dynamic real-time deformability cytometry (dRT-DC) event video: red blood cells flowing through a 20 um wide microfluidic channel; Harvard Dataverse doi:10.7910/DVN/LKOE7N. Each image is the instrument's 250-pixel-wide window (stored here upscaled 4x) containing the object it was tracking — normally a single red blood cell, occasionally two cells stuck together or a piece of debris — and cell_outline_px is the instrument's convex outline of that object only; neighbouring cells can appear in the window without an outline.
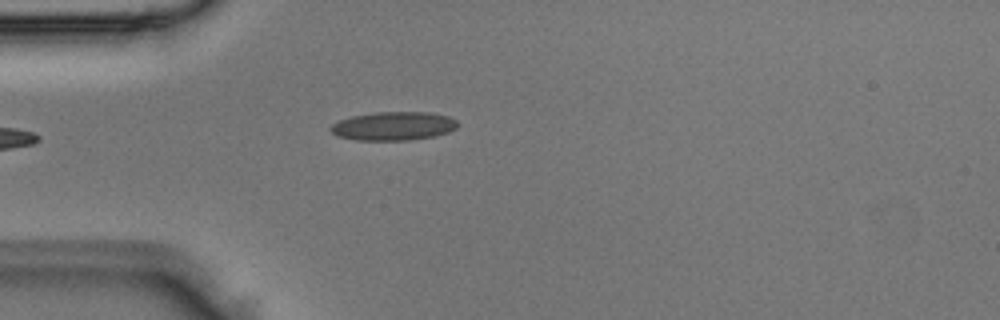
{"species": "Egyptian fruit bat (a non-hibernating species)", "species_latin": "Rousettus aegyptiacus", "temperature_condition": "room temperature", "stored_images_in_passage": 1, "camera_frame_rate_fps": 3000, "um_per_image_px": 0.085, "animal": {"sex": "male"}, "frame": {"image": 1, "passage_image": 1, "time_ms": 0.0, "image_size_px": [1000, 320], "cell_outline_px": [[460, 124], [456, 128], [448, 132], [436, 136], [408, 140], [356, 140], [336, 136], [328, 128], [332, 124], [340, 120], [352, 116], [376, 112], [428, 112], [448, 116], [456, 120]], "centroid_in_image_um": [33.45, 10.71], "position_along_channel_um": 51.6, "area_um2": 21.27}}